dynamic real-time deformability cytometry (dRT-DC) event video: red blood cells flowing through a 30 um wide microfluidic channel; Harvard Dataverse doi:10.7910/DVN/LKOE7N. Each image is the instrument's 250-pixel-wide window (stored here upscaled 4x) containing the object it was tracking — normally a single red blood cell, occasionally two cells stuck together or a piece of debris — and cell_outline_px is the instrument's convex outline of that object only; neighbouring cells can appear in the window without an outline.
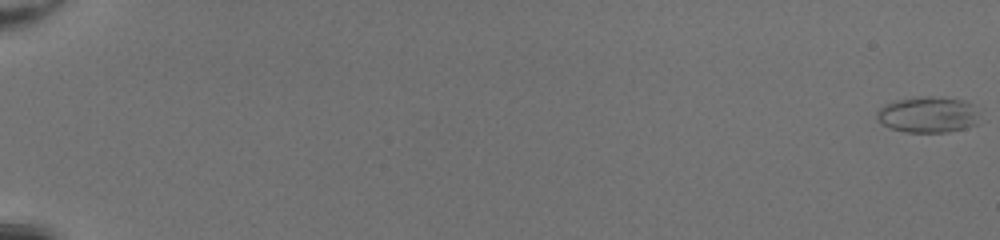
{"species": "common noctule bat (a hibernating species)", "species_latin": "Nyctalus noctula", "temperature_condition": "room temperature", "stored_images_in_passage": 52, "camera_frame_rate_fps": 3000, "um_per_image_px": 0.085, "animal": {"sex": "female", "body_mass_g": 20.0, "forearm_length_mm": 54.0}, "frame": {"image": 1, "passage_image": 1, "time_ms": 0.0, "image_size_px": [1000, 240], "cell_outline_px": [[976, 124], [964, 128], [948, 132], [904, 132], [892, 128], [884, 124], [876, 116], [876, 112], [884, 104], [892, 100], [912, 96], [932, 96], [964, 100], [972, 104], [976, 112]], "centroid_in_image_um": [78.83, 9.72], "position_along_channel_um": 6.2, "area_um2": 21.56}}
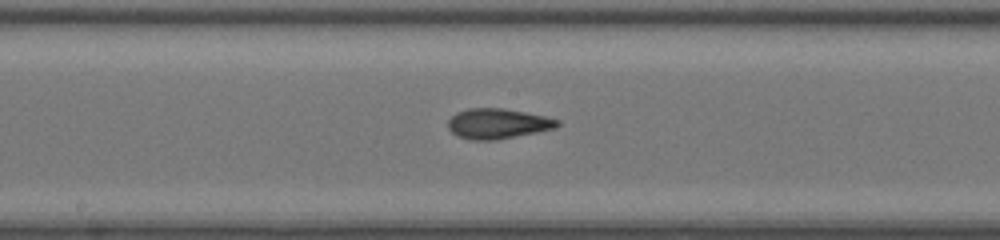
{"frame": {"image": 2, "passage_image": 31, "time_ms": 10.0, "image_size_px": [1000, 240], "cell_outline_px": [[560, 124], [556, 128], [496, 140], [472, 140], [456, 136], [448, 128], [448, 120], [456, 112], [468, 108], [504, 108], [544, 116], [560, 120]], "centroid_in_image_um": [42.28, 10.51], "position_along_channel_um": 205.9, "area_um2": 19.25}}
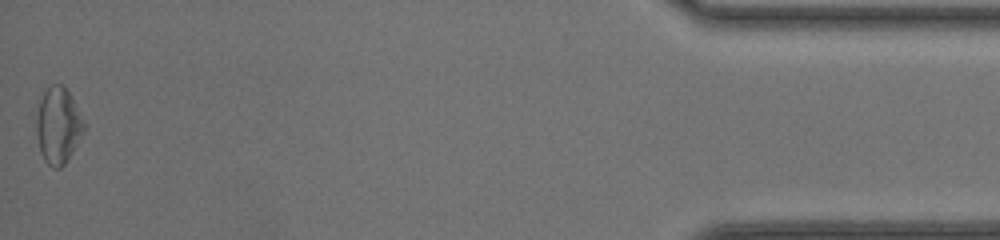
{"frame": {"image": 3, "passage_image": 52, "time_ms": 17.0, "image_size_px": [1000, 240], "cell_outline_px": [[88, 124], [84, 132], [72, 152], [64, 164], [60, 168], [52, 168], [44, 160], [40, 152], [36, 132], [36, 116], [40, 100], [44, 92], [52, 84], [64, 84]], "centroid_in_image_um": [4.97, 10.65], "position_along_channel_um": 430.2, "area_um2": 21.44}, "authors_computed_cell_mechanics": {"area_um2": 19.7387, "velocity_mm_per_s": 4.3139, "shape_relaxation_time_tau1_ms": 3.419, "shape_relaxation_time_tau2_ms": 2.8834, "deformation_change_tau1": 0.098, "deformation_change_tau2": 0.1181}}